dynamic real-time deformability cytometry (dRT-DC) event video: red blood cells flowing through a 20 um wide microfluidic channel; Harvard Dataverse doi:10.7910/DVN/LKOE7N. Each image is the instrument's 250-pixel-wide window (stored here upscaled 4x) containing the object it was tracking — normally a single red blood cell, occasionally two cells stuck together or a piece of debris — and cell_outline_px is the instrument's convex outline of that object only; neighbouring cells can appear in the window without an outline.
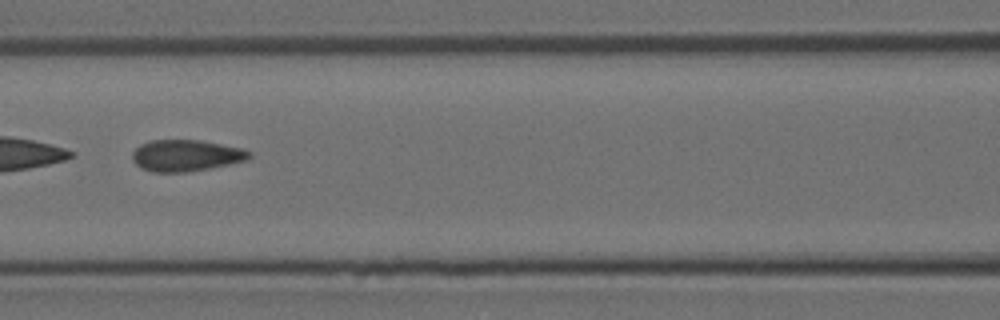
{"species": "Egyptian fruit bat (a non-hibernating species)", "species_latin": "Rousettus aegyptiacus", "temperature_condition": "room temperature", "stored_images_in_passage": 41, "camera_frame_rate_fps": 3000, "um_per_image_px": 0.085, "animal": {"sex": "female"}, "frame": {"image": 1, "passage_image": 15, "time_ms": 4.667, "image_size_px": [1000, 320], "cell_outline_px": [[252, 156], [248, 160], [188, 172], [152, 172], [140, 168], [132, 160], [132, 152], [140, 144], [152, 140], [200, 140], [240, 148], [252, 152]], "centroid_in_image_um": [15.78, 13.22], "position_along_channel_um": 150.8, "area_um2": 21.44}}
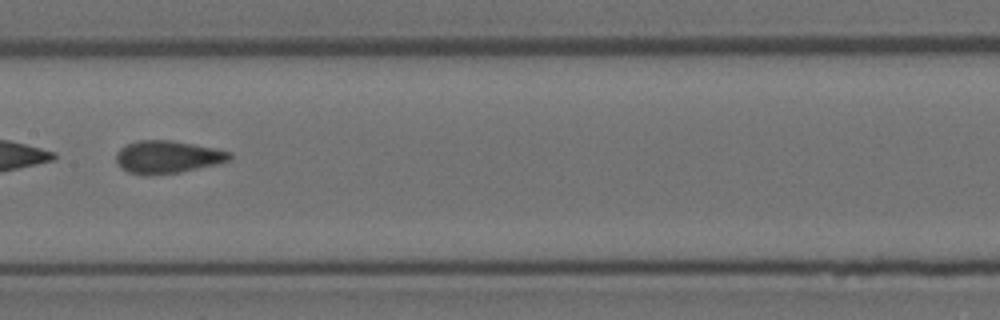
{"frame": {"image": 2, "passage_image": 18, "time_ms": 5.667, "image_size_px": [1000, 320], "cell_outline_px": [[232, 160], [220, 164], [180, 172], [148, 176], [144, 176], [128, 172], [116, 160], [116, 152], [120, 148], [136, 140], [172, 140], [216, 148], [232, 152]], "centroid_in_image_um": [14.29, 13.34], "position_along_channel_um": 193.1, "area_um2": 21.91}}
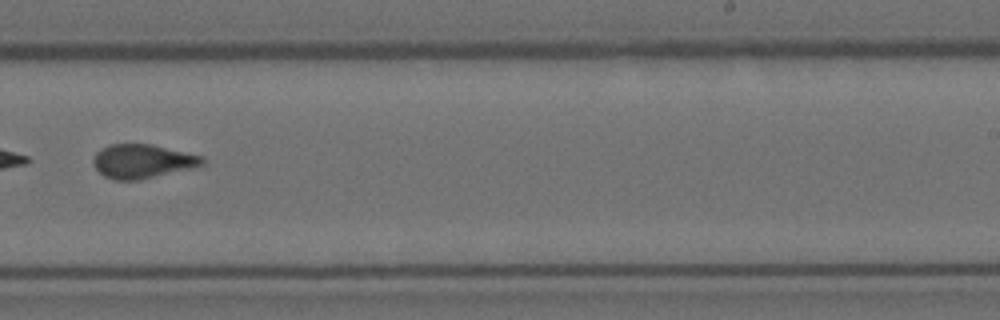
{"frame": {"image": 3, "passage_image": 24, "time_ms": 7.667, "image_size_px": [1000, 320], "cell_outline_px": [[204, 164], [196, 168], [136, 180], [112, 180], [104, 176], [92, 164], [92, 160], [96, 152], [108, 144], [152, 144], [204, 156]], "centroid_in_image_um": [12.12, 13.7], "position_along_channel_um": 276.9, "area_um2": 21.79}}